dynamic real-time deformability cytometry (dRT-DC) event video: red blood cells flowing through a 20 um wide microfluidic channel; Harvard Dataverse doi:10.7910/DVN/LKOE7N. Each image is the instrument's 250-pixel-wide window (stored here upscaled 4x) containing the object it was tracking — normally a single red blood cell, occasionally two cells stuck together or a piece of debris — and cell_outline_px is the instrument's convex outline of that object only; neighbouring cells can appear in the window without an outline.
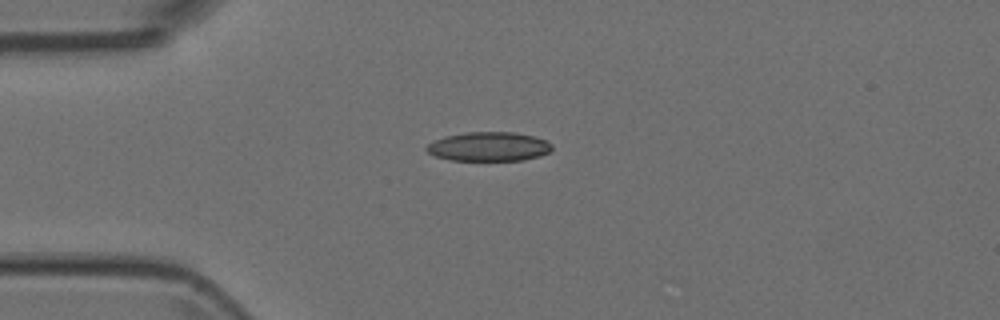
{"species": "Egyptian fruit bat (a non-hibernating species)", "species_latin": "Rousettus aegyptiacus", "temperature_condition": "room temperature", "stored_images_in_passage": 4, "camera_frame_rate_fps": 3000, "um_per_image_px": 0.085, "animal": {"sex": "female"}, "frame": {"image": 1, "passage_image": 2, "time_ms": 0.333, "image_size_px": [1000, 320], "cell_outline_px": [[552, 148], [548, 152], [540, 156], [524, 160], [452, 160], [436, 156], [428, 152], [424, 148], [428, 144], [444, 136], [464, 132], [516, 132], [536, 136], [552, 144]], "centroid_in_image_um": [41.56, 12.45], "position_along_channel_um": 43.4, "area_um2": 21.33}}
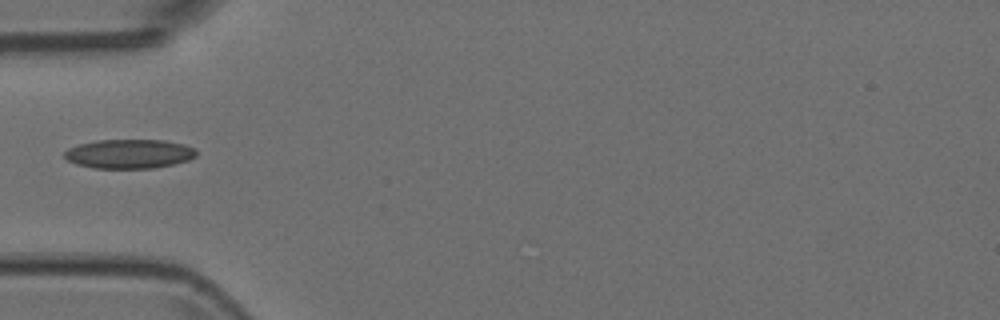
{"frame": {"image": 2, "passage_image": 3, "time_ms": 0.667, "image_size_px": [1000, 320], "cell_outline_px": [[196, 156], [188, 160], [156, 168], [92, 168], [76, 164], [68, 160], [64, 156], [64, 152], [68, 148], [80, 144], [96, 140], [164, 140], [184, 144], [196, 148]], "centroid_in_image_um": [10.99, 13.07], "position_along_channel_um": 74.0, "area_um2": 22.48}}
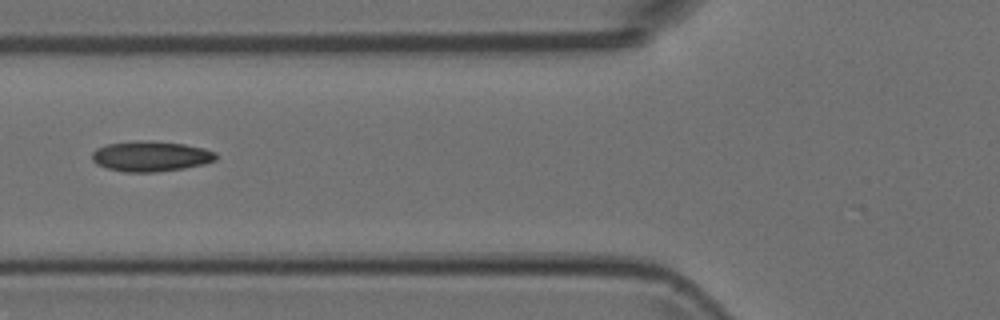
{"frame": {"image": 3, "passage_image": 4, "time_ms": 1.0, "image_size_px": [1000, 320], "cell_outline_px": [[216, 160], [204, 164], [184, 168], [156, 172], [124, 172], [108, 168], [96, 164], [92, 160], [92, 152], [96, 148], [108, 144], [140, 140], [152, 140], [184, 144], [204, 148], [216, 152]], "centroid_in_image_um": [12.82, 13.28], "position_along_channel_um": 113.0, "area_um2": 22.02}}